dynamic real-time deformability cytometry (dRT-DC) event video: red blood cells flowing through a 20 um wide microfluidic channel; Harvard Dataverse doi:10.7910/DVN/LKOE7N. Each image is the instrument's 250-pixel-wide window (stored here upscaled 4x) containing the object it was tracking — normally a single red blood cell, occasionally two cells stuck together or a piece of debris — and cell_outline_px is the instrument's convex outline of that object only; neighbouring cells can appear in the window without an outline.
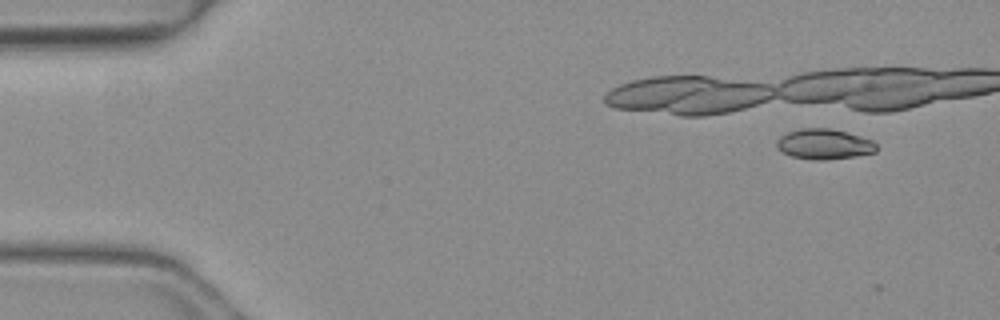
{"species": "common noctule bat (a hibernating species)", "species_latin": "Nyctalus noctula", "temperature_condition": "warm", "stored_images_in_passage": 4, "camera_frame_rate_fps": 3000, "um_per_image_px": 0.085, "animal": {"sex": "female", "body_mass_g": 19.3, "forearm_length_mm": 54.1}, "frame": {"image": 1, "passage_image": 2, "time_ms": 0.333, "image_size_px": [1000, 320], "cell_outline_px": [[876, 152], [856, 156], [824, 160], [816, 160], [792, 156], [776, 148], [776, 140], [780, 136], [788, 132], [800, 128], [828, 128], [848, 132], [872, 140], [876, 144]], "centroid_in_image_um": [70.04, 12.24], "position_along_channel_um": 15.0, "area_um2": 17.63}}